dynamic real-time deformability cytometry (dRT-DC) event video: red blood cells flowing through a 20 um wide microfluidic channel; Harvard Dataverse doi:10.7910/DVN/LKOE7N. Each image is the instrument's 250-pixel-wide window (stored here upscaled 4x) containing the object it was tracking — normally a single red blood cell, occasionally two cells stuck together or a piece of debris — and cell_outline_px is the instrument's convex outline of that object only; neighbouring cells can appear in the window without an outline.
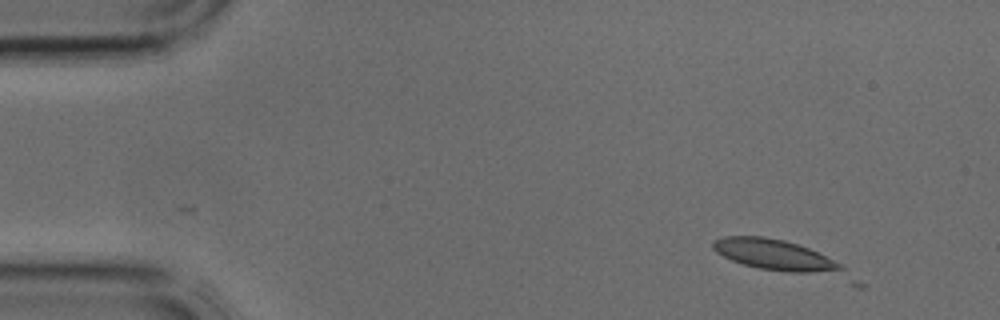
{"species": "common noctule bat (a hibernating species)", "species_latin": "Nyctalus noctula", "temperature_condition": "cold", "stored_images_in_passage": 2, "camera_frame_rate_fps": 3000, "um_per_image_px": 0.085, "animal": {"sex": "male", "body_mass_g": 17.9, "forearm_length_mm": 54.2}, "frame": {"image": 1, "passage_image": 2, "time_ms": 0.333, "image_size_px": [1000, 320], "cell_outline_px": [[844, 268], [812, 272], [788, 272], [760, 268], [744, 264], [732, 260], [716, 252], [712, 248], [712, 240], [724, 236], [764, 236], [784, 240], [808, 248], [840, 264]], "centroid_in_image_um": [65.66, 21.61], "position_along_channel_um": 19.3, "area_um2": 22.08}}